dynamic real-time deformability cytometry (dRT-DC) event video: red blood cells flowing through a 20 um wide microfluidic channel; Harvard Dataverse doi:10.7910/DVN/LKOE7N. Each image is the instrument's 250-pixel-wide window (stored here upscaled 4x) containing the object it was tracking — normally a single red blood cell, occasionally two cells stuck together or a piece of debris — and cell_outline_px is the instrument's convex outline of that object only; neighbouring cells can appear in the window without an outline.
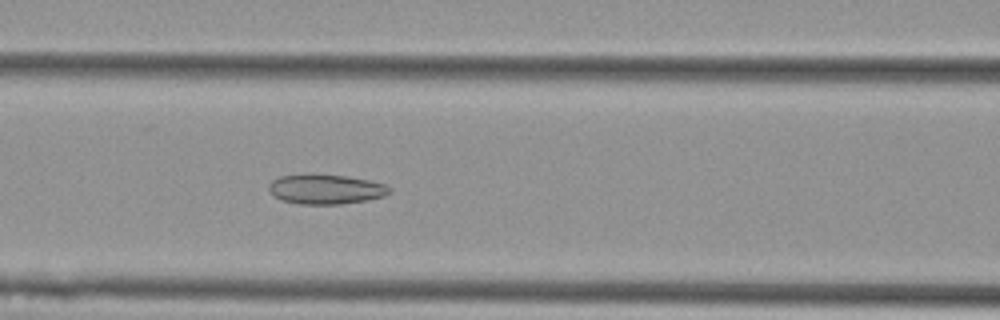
{"species": "Egyptian fruit bat (a non-hibernating species)", "species_latin": "Rousettus aegyptiacus", "temperature_condition": "cold", "stored_images_in_passage": 50, "camera_frame_rate_fps": 3000, "um_per_image_px": 0.085, "animal": {"sex": "female"}, "frame": {"image": 1, "passage_image": 19, "time_ms": 6.0, "image_size_px": [1000, 320], "cell_outline_px": [[392, 192], [384, 196], [368, 200], [340, 204], [300, 204], [280, 200], [272, 196], [268, 188], [268, 184], [272, 180], [280, 176], [348, 176], [368, 180], [384, 184], [392, 188]], "centroid_in_image_um": [27.7, 16.12], "position_along_channel_um": 138.9, "area_um2": 20.58}}
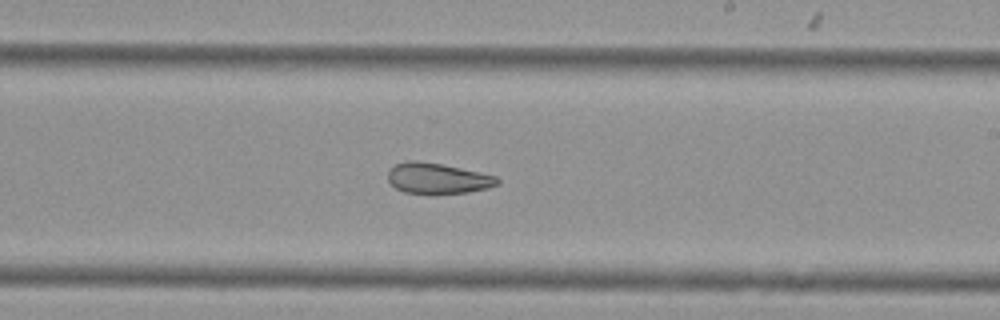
{"frame": {"image": 2, "passage_image": 28, "time_ms": 9.0, "image_size_px": [1000, 320], "cell_outline_px": [[500, 184], [488, 188], [468, 192], [428, 196], [404, 192], [396, 188], [388, 180], [388, 168], [396, 164], [408, 160], [416, 160], [440, 164], [460, 168], [496, 176], [500, 180]], "centroid_in_image_um": [37.17, 15.19], "position_along_channel_um": 251.8, "area_um2": 20.06}}
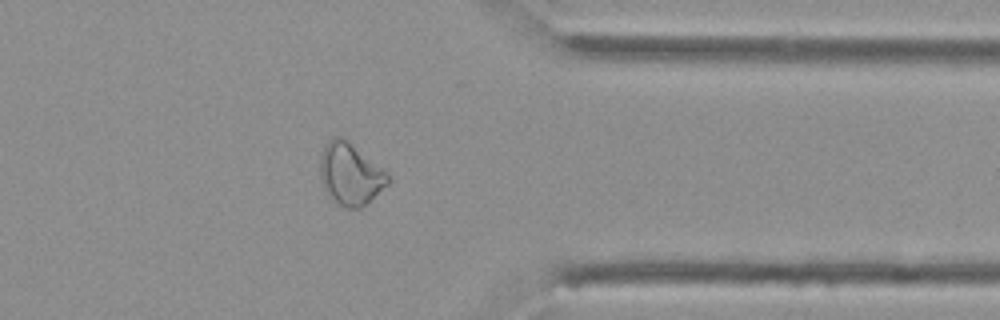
{"frame": {"image": 3, "passage_image": 39, "time_ms": 12.667, "image_size_px": [1000, 320], "cell_outline_px": [[392, 180], [388, 184], [360, 208], [344, 208], [336, 204], [328, 196], [320, 180], [320, 156], [328, 140], [332, 136], [340, 136], [348, 140], [384, 172]], "centroid_in_image_um": [29.71, 14.81], "position_along_channel_um": 381.7, "area_um2": 24.16}, "authors_computed_cell_mechanics": {"area_um2": 24.7095, "velocity_mm_per_s": 3.7888, "shape_relaxation_time_tau1_ms": null, "shape_relaxation_time_tau2_ms": 3.5883, "deformation_change_tau1": null, "deformation_change_tau2": 0.1125}}